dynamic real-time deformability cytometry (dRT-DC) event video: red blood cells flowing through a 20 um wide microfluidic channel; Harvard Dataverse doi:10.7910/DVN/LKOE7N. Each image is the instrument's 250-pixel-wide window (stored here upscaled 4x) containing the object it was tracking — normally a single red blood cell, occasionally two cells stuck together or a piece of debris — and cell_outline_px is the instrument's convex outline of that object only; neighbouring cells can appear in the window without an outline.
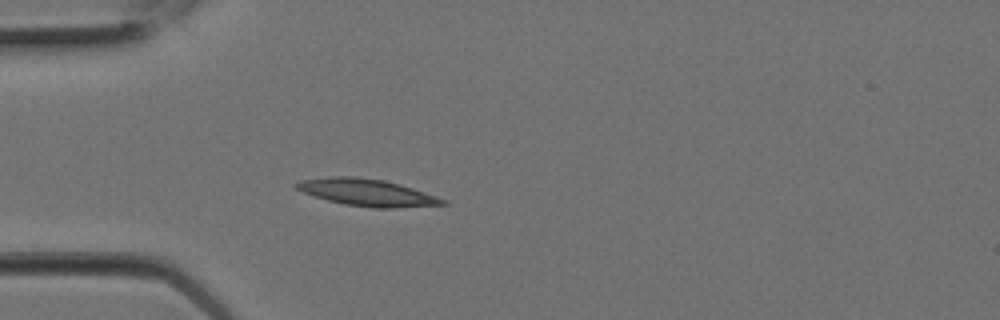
{"species": "Egyptian fruit bat (a non-hibernating species)", "species_latin": "Rousettus aegyptiacus", "temperature_condition": "room temperature", "stored_images_in_passage": 9, "camera_frame_rate_fps": 3000, "um_per_image_px": 0.085, "animal": {"sex": "female"}, "frame": {"image": 1, "passage_image": 6, "time_ms": 1.667, "image_size_px": [1000, 320], "cell_outline_px": [[448, 204], [392, 208], [376, 208], [344, 204], [328, 200], [304, 192], [296, 188], [292, 184], [300, 180], [328, 176], [356, 176], [384, 180], [400, 184], [448, 200]], "centroid_in_image_um": [31.19, 16.35], "position_along_channel_um": 53.8, "area_um2": 22.95}}
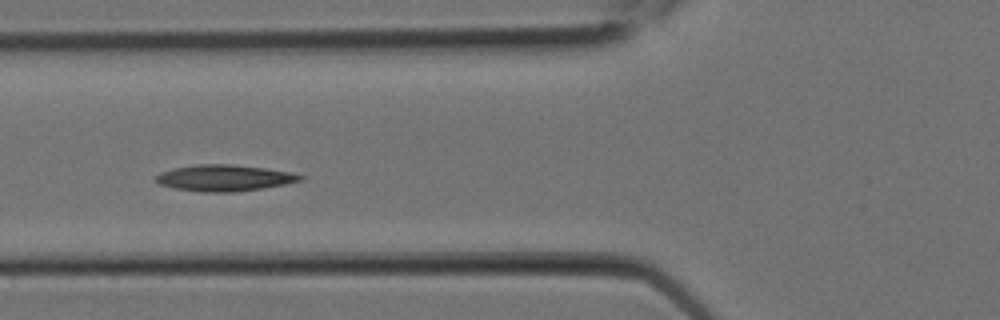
{"frame": {"image": 2, "passage_image": 8, "time_ms": 2.333, "image_size_px": [1000, 320], "cell_outline_px": [[304, 180], [264, 188], [232, 192], [204, 192], [176, 188], [160, 184], [156, 180], [156, 176], [160, 172], [172, 168], [196, 164], [232, 164], [264, 168], [292, 172], [304, 176]], "centroid_in_image_um": [19.09, 15.11], "position_along_channel_um": 106.7, "area_um2": 22.08}}
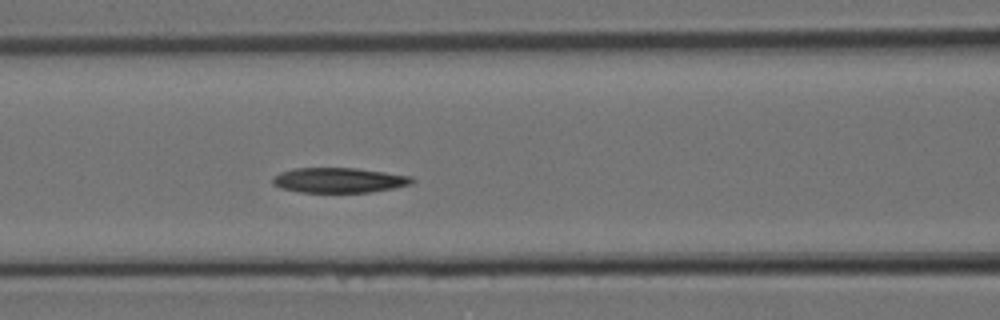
{"frame": {"image": 3, "passage_image": 9, "time_ms": 2.667, "image_size_px": [1000, 320], "cell_outline_px": [[416, 180], [412, 184], [372, 192], [300, 192], [280, 188], [272, 184], [272, 176], [280, 172], [292, 168], [356, 168], [412, 176]], "centroid_in_image_um": [28.79, 15.31], "position_along_channel_um": 137.8, "area_um2": 20.46}}